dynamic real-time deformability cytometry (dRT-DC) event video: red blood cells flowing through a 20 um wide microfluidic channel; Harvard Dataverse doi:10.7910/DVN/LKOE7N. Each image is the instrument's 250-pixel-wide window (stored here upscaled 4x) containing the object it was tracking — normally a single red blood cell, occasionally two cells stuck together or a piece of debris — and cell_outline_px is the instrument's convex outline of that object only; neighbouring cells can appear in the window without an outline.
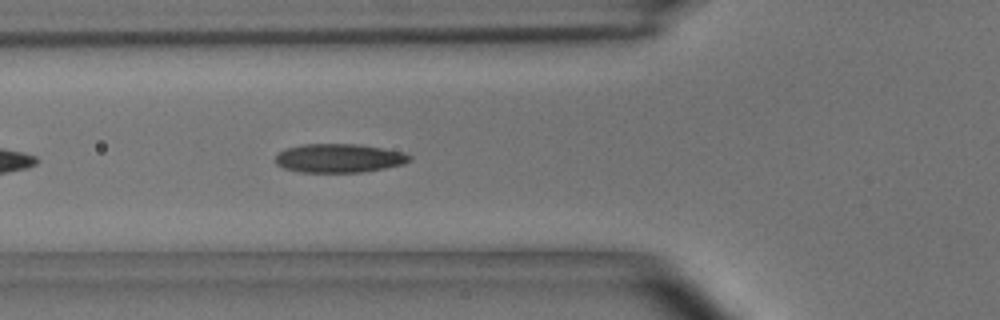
{"species": "common noctule bat (a hibernating species)", "species_latin": "Nyctalus noctula", "temperature_condition": "room temperature", "stored_images_in_passage": 11, "camera_frame_rate_fps": 3000, "um_per_image_px": 0.085, "animal": {"sex": "male", "body_mass_g": 15.6}, "frame": {"image": 1, "passage_image": 7, "time_ms": 2.0, "image_size_px": [1000, 320], "cell_outline_px": [[412, 160], [404, 164], [384, 168], [360, 172], [300, 172], [284, 168], [276, 164], [276, 156], [284, 148], [300, 144], [360, 144], [384, 148], [404, 152], [412, 156]], "centroid_in_image_um": [28.84, 13.43], "position_along_channel_um": 97.0, "area_um2": 22.66}}